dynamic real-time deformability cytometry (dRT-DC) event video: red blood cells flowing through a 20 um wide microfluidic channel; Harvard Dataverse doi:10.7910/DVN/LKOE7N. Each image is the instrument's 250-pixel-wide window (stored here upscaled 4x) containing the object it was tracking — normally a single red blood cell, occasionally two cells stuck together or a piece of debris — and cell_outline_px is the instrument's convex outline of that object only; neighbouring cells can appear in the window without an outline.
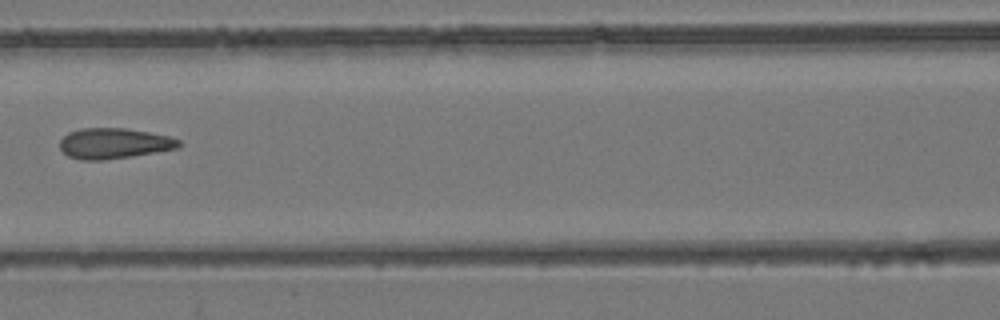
{"species": "common noctule bat (a hibernating species)", "species_latin": "Nyctalus noctula", "temperature_condition": "room temperature", "stored_images_in_passage": 3, "camera_frame_rate_fps": 3000, "um_per_image_px": 0.085, "animal": {"sex": "female", "body_mass_g": 24.6, "forearm_length_mm": 56.2}, "frame": {"image": 1, "passage_image": 3, "time_ms": 2.333, "image_size_px": [1000, 320], "cell_outline_px": [[184, 144], [180, 148], [132, 156], [104, 160], [80, 160], [68, 156], [60, 148], [60, 140], [68, 132], [80, 128], [124, 128], [172, 136], [180, 140]], "centroid_in_image_um": [9.73, 12.19], "position_along_channel_um": 156.9, "area_um2": 21.44}}